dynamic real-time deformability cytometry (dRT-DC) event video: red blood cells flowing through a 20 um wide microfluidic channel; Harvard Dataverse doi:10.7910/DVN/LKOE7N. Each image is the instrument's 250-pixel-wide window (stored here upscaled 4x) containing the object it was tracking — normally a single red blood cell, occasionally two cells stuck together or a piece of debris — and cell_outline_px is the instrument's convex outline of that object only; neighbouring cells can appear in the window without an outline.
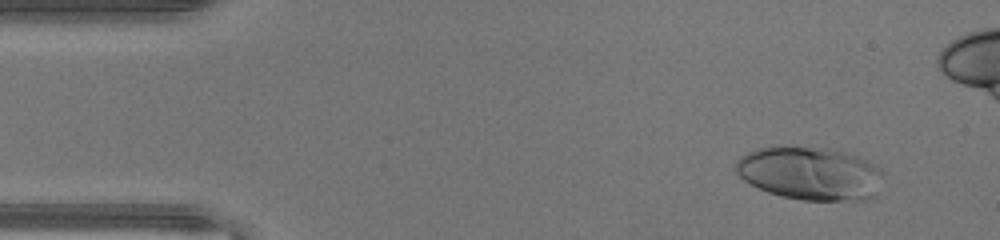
{"species": "human", "species_latin": "Homo sapiens", "temperature_condition": "warm", "stored_images_in_passage": 42, "camera_frame_rate_fps": 3000, "um_per_image_px": 0.085, "donor": {"sex": "male"}, "frame": {"image": 1, "passage_image": 4, "time_ms": 1.0, "image_size_px": [1000, 240], "cell_outline_px": [[884, 172], [876, 196], [864, 200], [804, 200], [780, 196], [768, 192], [744, 180], [736, 172], [736, 160], [740, 156], [748, 152], [772, 144], [788, 144], [828, 148], [844, 152], [868, 160], [876, 164]], "centroid_in_image_um": [68.86, 14.7], "position_along_channel_um": 16.1, "area_um2": 46.64}}
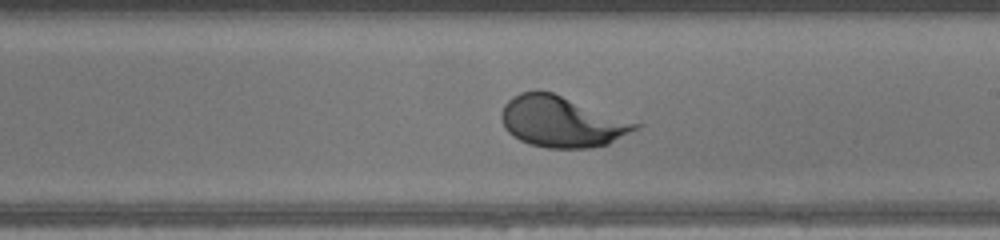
{"frame": {"image": 2, "passage_image": 26, "time_ms": 8.333, "image_size_px": [1000, 240], "cell_outline_px": [[644, 124], [640, 128], [608, 144], [588, 148], [548, 148], [532, 144], [520, 140], [508, 132], [504, 128], [500, 116], [500, 112], [504, 104], [512, 96], [520, 92], [552, 92]], "centroid_in_image_um": [47.77, 10.34], "position_along_channel_um": 241.2, "area_um2": 39.82}}
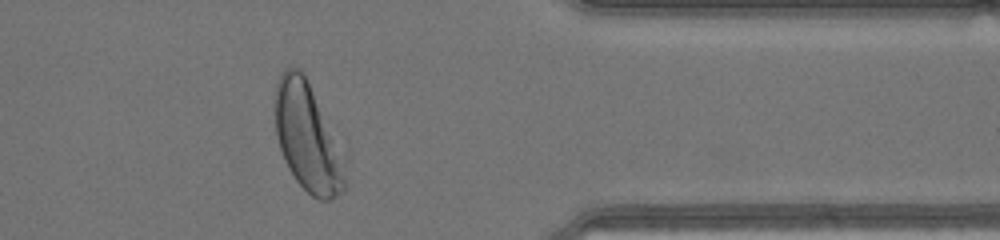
{"frame": {"image": 3, "passage_image": 37, "time_ms": 12.0, "image_size_px": [1000, 240], "cell_outline_px": [[344, 188], [340, 192], [328, 200], [320, 200], [312, 196], [296, 180], [288, 168], [284, 160], [276, 136], [276, 84], [284, 68], [300, 68], [304, 72], [344, 176]], "centroid_in_image_um": [25.98, 11.68], "position_along_channel_um": 385.4, "area_um2": 40.46}}